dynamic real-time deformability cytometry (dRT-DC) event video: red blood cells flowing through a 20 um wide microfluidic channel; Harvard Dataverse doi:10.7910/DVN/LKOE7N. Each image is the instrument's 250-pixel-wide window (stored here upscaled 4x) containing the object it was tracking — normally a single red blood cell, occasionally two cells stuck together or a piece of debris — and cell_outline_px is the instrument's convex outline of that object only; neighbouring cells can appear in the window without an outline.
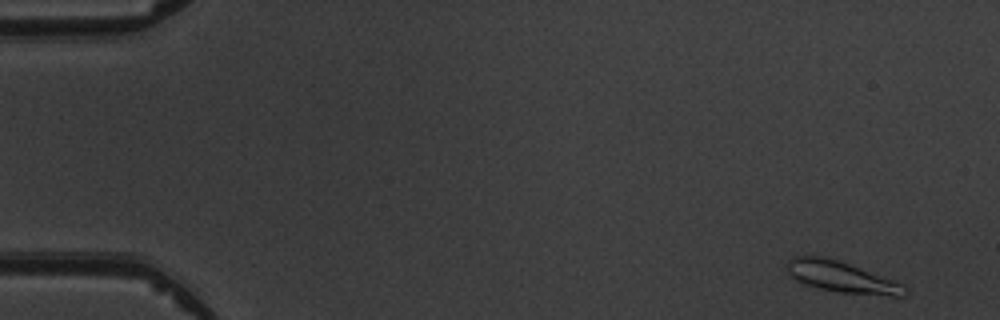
{"species": "common noctule bat (a hibernating species)", "species_latin": "Nyctalus noctula", "temperature_condition": "warm", "stored_images_in_passage": 5, "segment_of_instrument_passage": [1, 2], "camera_frame_rate_fps": 3000, "um_per_image_px": 0.085, "animal": {"sex": "male", "body_mass_g": 19.5, "forearm_length_mm": 54.6}, "frame": {"image": 1, "passage_image": 1, "time_ms": 0.0, "image_size_px": [1000, 320], "cell_outline_px": [[908, 292], [904, 296], [892, 296], [836, 292], [816, 288], [804, 284], [796, 280], [788, 272], [784, 264], [788, 260], [796, 256], [824, 256], [848, 264], [904, 284], [908, 288]], "centroid_in_image_um": [71.51, 23.56], "position_along_channel_um": 13.5, "area_um2": 21.33}}